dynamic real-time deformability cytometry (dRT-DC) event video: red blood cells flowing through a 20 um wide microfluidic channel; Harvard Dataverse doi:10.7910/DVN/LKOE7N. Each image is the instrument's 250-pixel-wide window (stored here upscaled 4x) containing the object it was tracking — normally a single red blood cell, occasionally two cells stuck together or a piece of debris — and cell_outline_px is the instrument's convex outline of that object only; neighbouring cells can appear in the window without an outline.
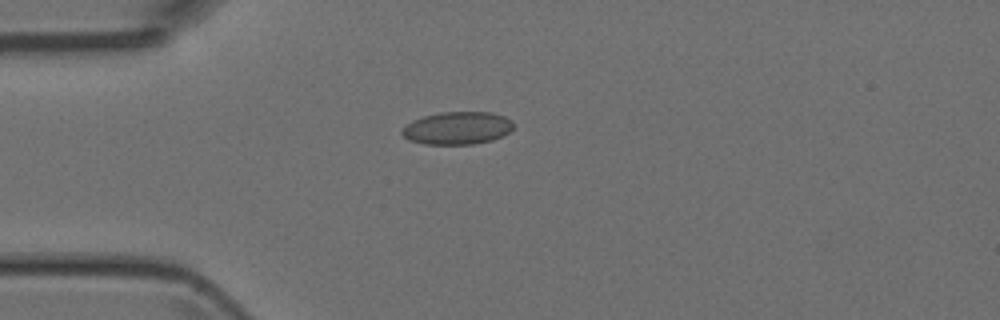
{"species": "Egyptian fruit bat (a non-hibernating species)", "species_latin": "Rousettus aegyptiacus", "temperature_condition": "room temperature", "stored_images_in_passage": 4, "camera_frame_rate_fps": 3000, "um_per_image_px": 0.085, "animal": {"sex": "female"}, "frame": {"image": 1, "passage_image": 3, "time_ms": 2.333, "image_size_px": [1000, 320], "cell_outline_px": [[512, 128], [508, 132], [492, 140], [472, 144], [424, 144], [408, 140], [400, 132], [412, 120], [424, 116], [440, 112], [492, 112], [504, 116], [512, 120]], "centroid_in_image_um": [38.86, 10.88], "position_along_channel_um": 46.1, "area_um2": 21.1}}